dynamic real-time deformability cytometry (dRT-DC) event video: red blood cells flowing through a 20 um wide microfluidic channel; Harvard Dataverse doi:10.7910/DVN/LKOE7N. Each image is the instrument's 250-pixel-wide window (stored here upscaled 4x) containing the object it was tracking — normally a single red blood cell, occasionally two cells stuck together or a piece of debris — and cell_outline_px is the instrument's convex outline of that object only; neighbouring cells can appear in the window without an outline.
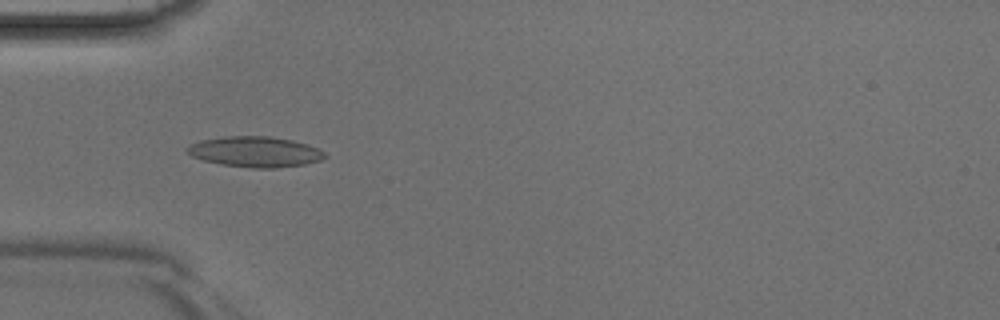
{"species": "Egyptian fruit bat (a non-hibernating species)", "species_latin": "Rousettus aegyptiacus", "temperature_condition": "room temperature", "stored_images_in_passage": 44, "camera_frame_rate_fps": 3000, "um_per_image_px": 0.085, "animal": {"sex": "male"}, "frame": {"image": 1, "passage_image": 14, "time_ms": 4.333, "image_size_px": [1000, 320], "cell_outline_px": [[328, 156], [320, 160], [304, 164], [276, 168], [252, 168], [220, 164], [204, 160], [192, 156], [184, 148], [200, 140], [224, 136], [268, 136], [292, 140], [316, 148], [324, 152]], "centroid_in_image_um": [21.66, 12.9], "position_along_channel_um": 63.3, "area_um2": 24.33}}
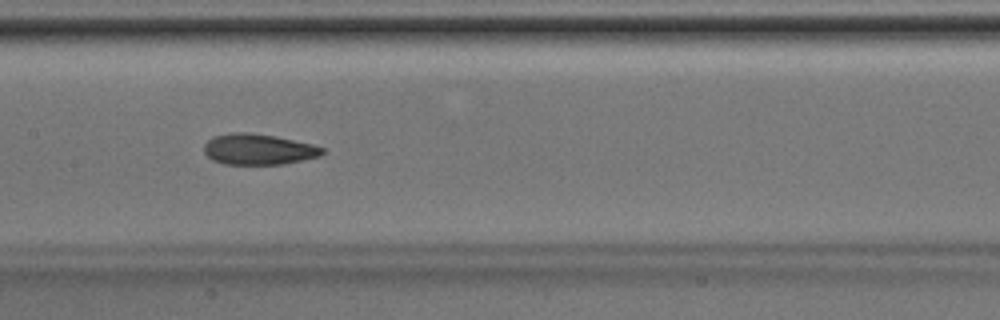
{"frame": {"image": 2, "passage_image": 22, "time_ms": 7.0, "image_size_px": [1000, 320], "cell_outline_px": [[324, 152], [320, 156], [284, 164], [224, 164], [212, 160], [204, 152], [204, 144], [212, 136], [232, 132], [248, 132], [276, 136], [312, 144], [324, 148]], "centroid_in_image_um": [21.94, 12.68], "position_along_channel_um": 185.5, "area_um2": 21.33}}
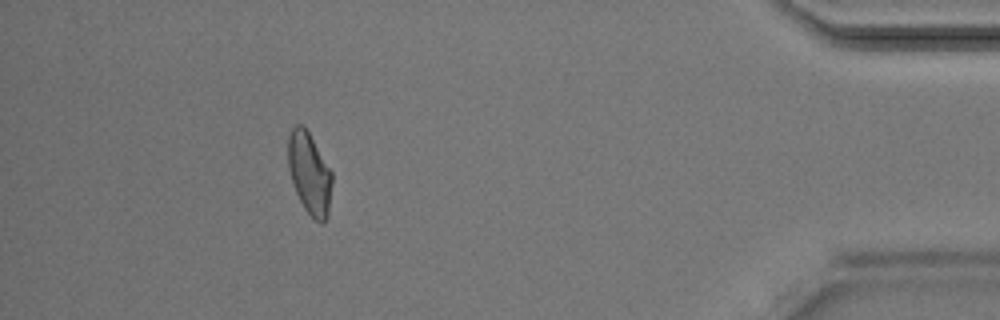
{"frame": {"image": 3, "passage_image": 40, "time_ms": 13.0, "image_size_px": [1000, 320], "cell_outline_px": [[332, 184], [328, 216], [320, 224], [304, 208], [296, 192], [288, 168], [288, 136], [292, 128], [296, 124], [300, 124], [308, 132], [332, 172]], "centroid_in_image_um": [26.3, 14.74], "position_along_channel_um": 408.9, "area_um2": 20.63}}